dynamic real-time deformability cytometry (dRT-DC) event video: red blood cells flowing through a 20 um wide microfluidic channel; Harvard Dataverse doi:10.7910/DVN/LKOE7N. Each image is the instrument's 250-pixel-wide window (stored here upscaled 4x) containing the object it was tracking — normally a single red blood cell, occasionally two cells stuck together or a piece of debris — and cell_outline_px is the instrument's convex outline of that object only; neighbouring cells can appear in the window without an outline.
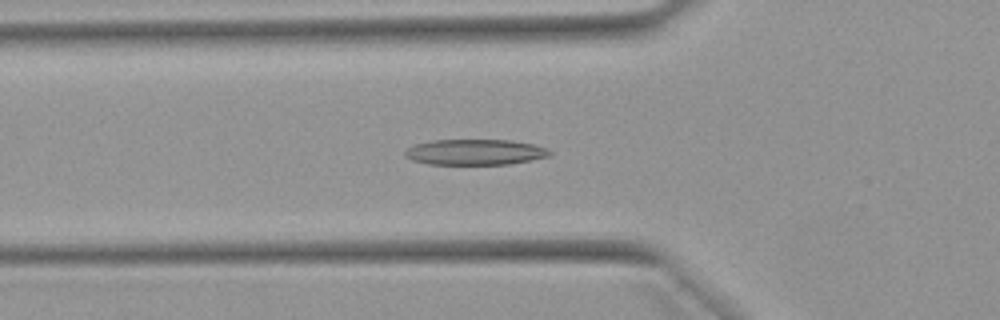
{"species": "Egyptian fruit bat (a non-hibernating species)", "species_latin": "Rousettus aegyptiacus", "temperature_condition": "warm", "stored_images_in_passage": 52, "camera_frame_rate_fps": 3000, "um_per_image_px": 0.085, "animal": {"sex": "female"}, "frame": {"image": 1, "passage_image": 18, "time_ms": 5.667, "image_size_px": [1000, 320], "cell_outline_px": [[552, 152], [548, 156], [532, 160], [508, 164], [428, 164], [412, 160], [404, 156], [404, 152], [408, 148], [416, 144], [432, 140], [512, 140], [532, 144], [548, 148]], "centroid_in_image_um": [40.38, 12.93], "position_along_channel_um": 85.4, "area_um2": 21.62}}
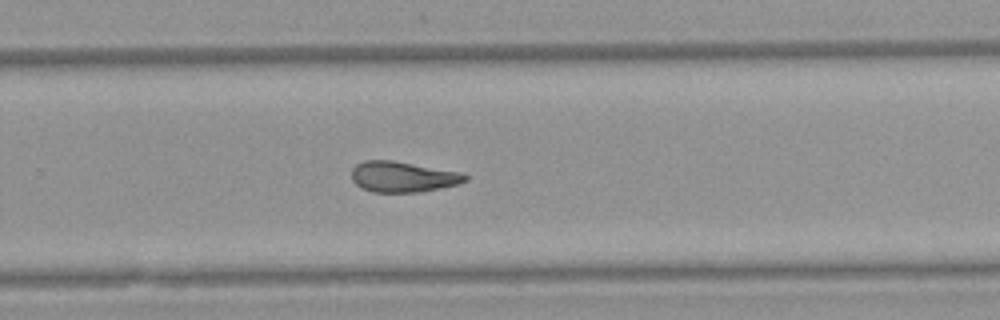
{"frame": {"image": 2, "passage_image": 34, "time_ms": 11.0, "image_size_px": [1000, 320], "cell_outline_px": [[468, 180], [460, 184], [420, 192], [372, 192], [360, 188], [352, 180], [352, 168], [356, 164], [364, 160], [392, 160], [460, 172], [468, 176]], "centroid_in_image_um": [34.23, 15.03], "position_along_channel_um": 295.6, "area_um2": 20.4}}
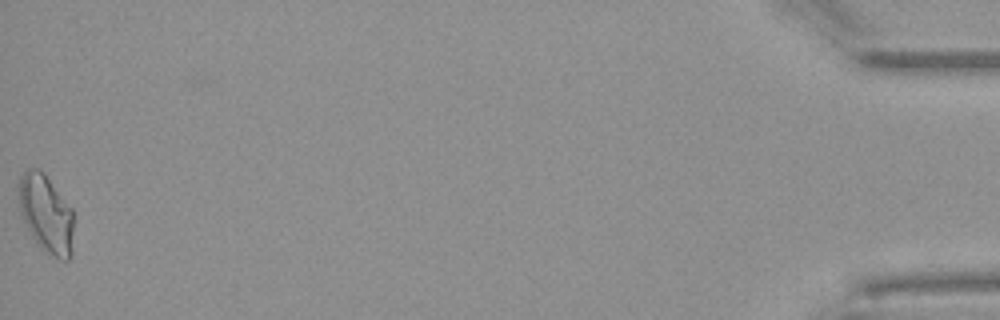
{"frame": {"image": 3, "passage_image": 52, "time_ms": 17.0, "image_size_px": [1000, 320], "cell_outline_px": [[72, 256], [68, 260], [60, 260], [44, 252], [36, 244], [20, 216], [16, 188], [16, 184], [20, 176], [28, 168], [36, 168], [44, 172], [72, 208]], "centroid_in_image_um": [3.86, 18.16], "position_along_channel_um": 431.3, "area_um2": 25.72}, "authors_computed_cell_mechanics": {"area_um2": 21.2704, "velocity_mm_per_s": 3.9423, "shape_relaxation_time_tau1_ms": null, "shape_relaxation_time_tau2_ms": 4.3087, "deformation_change_tau1": null, "deformation_change_tau2": 0.1406}}